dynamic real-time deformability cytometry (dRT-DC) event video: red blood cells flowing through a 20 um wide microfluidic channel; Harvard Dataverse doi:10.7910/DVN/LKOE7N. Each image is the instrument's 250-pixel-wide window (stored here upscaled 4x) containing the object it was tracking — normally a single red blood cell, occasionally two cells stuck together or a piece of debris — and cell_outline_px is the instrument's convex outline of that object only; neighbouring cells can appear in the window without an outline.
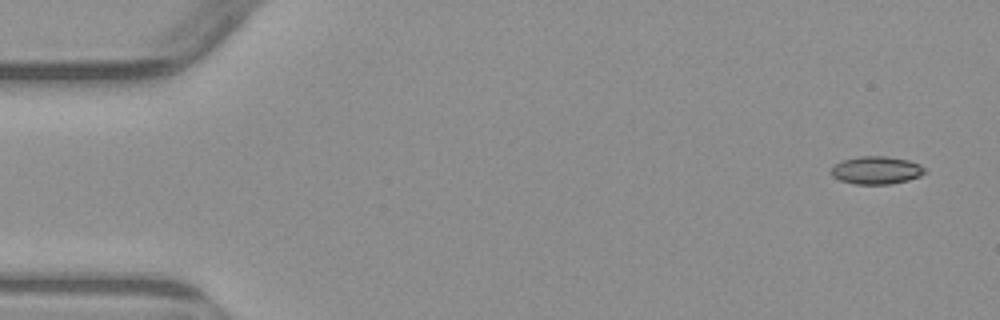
{"species": "common noctule bat (a hibernating species)", "species_latin": "Nyctalus noctula", "temperature_condition": "warm", "stored_images_in_passage": 4, "camera_frame_rate_fps": 3000, "um_per_image_px": 0.085, "animal": {"sex": "male", "body_mass_g": 23.1, "forearm_length_mm": 52.7}, "frame": {"image": 1, "passage_image": 1, "time_ms": 0.0, "image_size_px": [1000, 320], "cell_outline_px": [[928, 172], [920, 176], [908, 180], [888, 184], [856, 184], [840, 180], [832, 176], [832, 168], [840, 160], [860, 156], [888, 156], [908, 160], [920, 164]], "centroid_in_image_um": [74.51, 14.46], "position_along_channel_um": 10.5, "area_um2": 15.2}}